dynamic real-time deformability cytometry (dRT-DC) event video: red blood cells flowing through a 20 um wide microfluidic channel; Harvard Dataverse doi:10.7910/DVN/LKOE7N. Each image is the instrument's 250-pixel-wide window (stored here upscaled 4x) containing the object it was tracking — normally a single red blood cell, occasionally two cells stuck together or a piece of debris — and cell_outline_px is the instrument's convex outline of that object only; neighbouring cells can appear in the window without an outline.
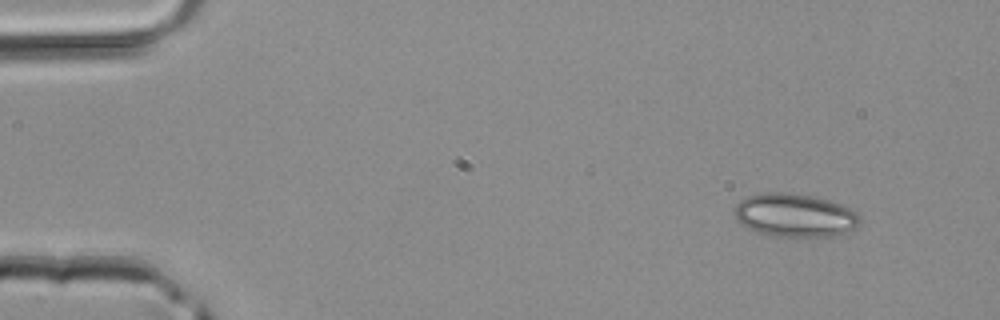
{"species": "common noctule bat (a hibernating species)", "species_latin": "Nyctalus noctula", "temperature_condition": "room temperature", "stored_images_in_passage": 2, "camera_frame_rate_fps": 3000, "um_per_image_px": 0.085, "animal": {"sex": "male", "body_mass_g": 20.4}, "frame": {"image": 1, "passage_image": 2, "time_ms": 0.333, "image_size_px": [1000, 320], "cell_outline_px": [[860, 220], [852, 228], [828, 236], [796, 240], [772, 236], [756, 232], [740, 224], [736, 220], [732, 208], [740, 200], [748, 196], [760, 192], [784, 192], [812, 196], [828, 200], [840, 204], [848, 208], [860, 216]], "centroid_in_image_um": [67.44, 18.32], "position_along_channel_um": 17.6, "area_um2": 32.19}}